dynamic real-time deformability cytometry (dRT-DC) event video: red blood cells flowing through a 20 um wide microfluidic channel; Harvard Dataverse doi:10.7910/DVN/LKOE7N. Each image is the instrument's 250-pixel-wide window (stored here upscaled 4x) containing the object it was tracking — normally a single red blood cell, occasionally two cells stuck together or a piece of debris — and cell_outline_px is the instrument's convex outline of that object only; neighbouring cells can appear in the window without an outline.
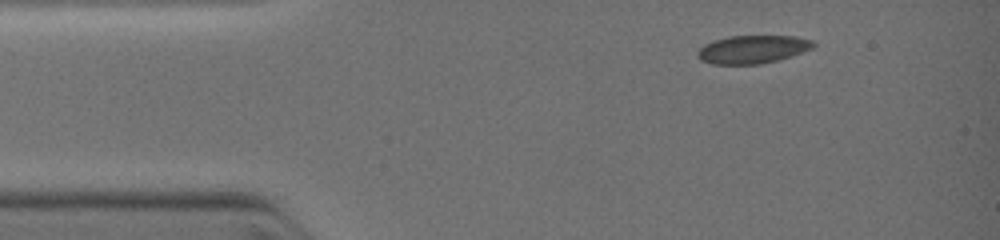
{"species": "common noctule bat (a hibernating species)", "species_latin": "Nyctalus noctula", "temperature_condition": "warm", "stored_images_in_passage": 4, "camera_frame_rate_fps": 3000, "um_per_image_px": 0.085, "animal": {"sex": "female", "body_mass_g": 19.0, "forearm_length_mm": 51.5}, "frame": {"image": 1, "passage_image": 1, "time_ms": 0.0, "image_size_px": [1000, 240], "cell_outline_px": [[816, 44], [812, 48], [792, 56], [760, 64], [712, 64], [700, 60], [696, 56], [696, 52], [704, 44], [712, 40], [728, 36], [796, 36], [816, 40]], "centroid_in_image_um": [63.96, 4.18], "position_along_channel_um": 21.0, "area_um2": 19.19}}